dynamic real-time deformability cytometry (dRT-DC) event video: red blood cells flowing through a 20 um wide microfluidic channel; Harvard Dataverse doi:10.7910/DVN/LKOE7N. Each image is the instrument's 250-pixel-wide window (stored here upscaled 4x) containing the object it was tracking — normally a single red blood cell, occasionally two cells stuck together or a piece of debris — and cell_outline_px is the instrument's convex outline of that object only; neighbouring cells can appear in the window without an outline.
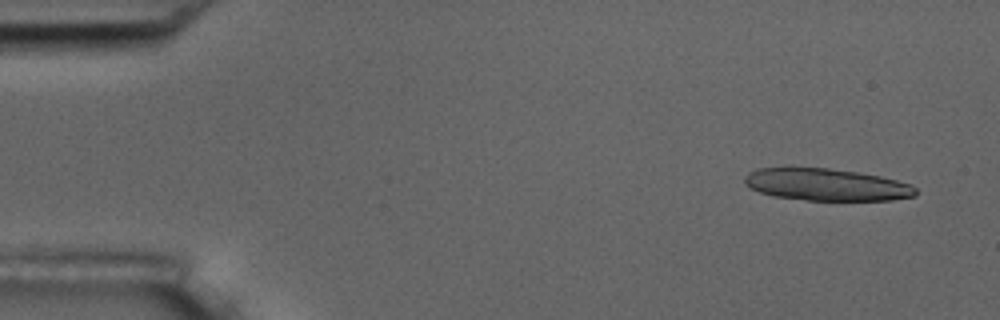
{"species": "common noctule bat (a hibernating species)", "species_latin": "Nyctalus noctula", "temperature_condition": "room temperature", "stored_images_in_passage": 6, "camera_frame_rate_fps": 3000, "um_per_image_px": 0.085, "animal": {"sex": "male", "body_mass_g": 17.5, "forearm_length_mm": 52.3}, "frame": {"image": 1, "passage_image": 1, "time_ms": 0.0, "image_size_px": [1000, 320], "cell_outline_px": [[916, 196], [892, 200], [808, 200], [772, 196], [760, 192], [744, 184], [744, 176], [748, 172], [756, 168], [788, 164], [828, 168], [856, 172], [880, 176], [912, 184], [916, 188]], "centroid_in_image_um": [70.15, 15.65], "position_along_channel_um": 14.9, "area_um2": 33.0}}
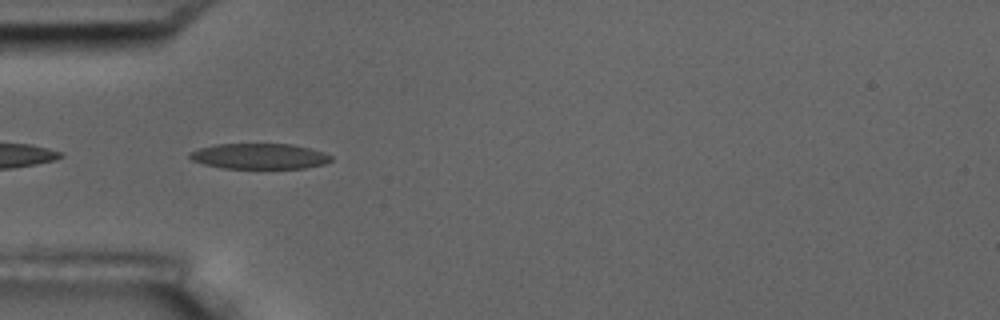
{"frame": {"image": 2, "passage_image": 5, "time_ms": 1.333, "image_size_px": [1000, 320], "cell_outline_px": [[332, 160], [324, 164], [304, 168], [224, 168], [204, 164], [192, 160], [188, 156], [188, 152], [200, 148], [216, 144], [292, 144], [324, 152], [332, 156]], "centroid_in_image_um": [22.04, 13.28], "position_along_channel_um": 63.0, "area_um2": 20.98}}